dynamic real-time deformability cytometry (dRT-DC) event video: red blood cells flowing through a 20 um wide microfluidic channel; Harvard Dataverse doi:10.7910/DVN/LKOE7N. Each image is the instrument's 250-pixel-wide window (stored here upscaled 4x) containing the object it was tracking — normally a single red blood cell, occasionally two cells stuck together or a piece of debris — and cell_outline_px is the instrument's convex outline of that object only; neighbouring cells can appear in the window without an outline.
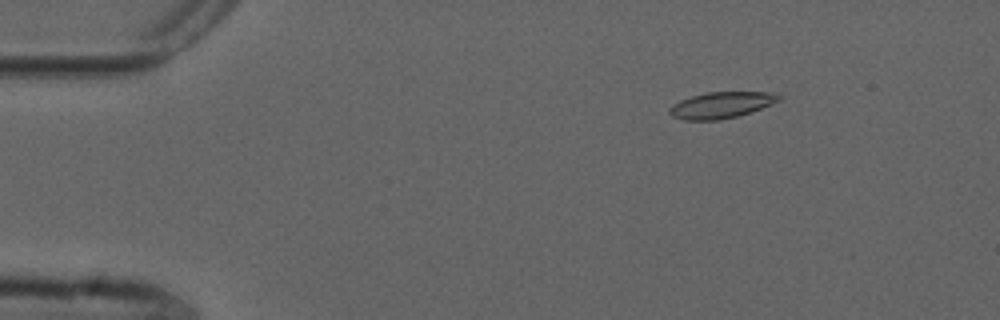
{"species": "common noctule bat (a hibernating species)", "species_latin": "Nyctalus noctula", "temperature_condition": "cold", "stored_images_in_passage": 55, "camera_frame_rate_fps": 3000, "um_per_image_px": 0.085, "animal": {"sex": "male", "forearm_length_mm": 52.5}, "frame": {"image": 1, "passage_image": 8, "time_ms": 2.333, "image_size_px": [1000, 320], "cell_outline_px": [[780, 100], [752, 112], [720, 120], [684, 120], [672, 116], [668, 112], [668, 108], [672, 104], [680, 100], [692, 96], [708, 92], [768, 92], [780, 96]], "centroid_in_image_um": [61.25, 8.94], "position_along_channel_um": 23.7, "area_um2": 16.65}}
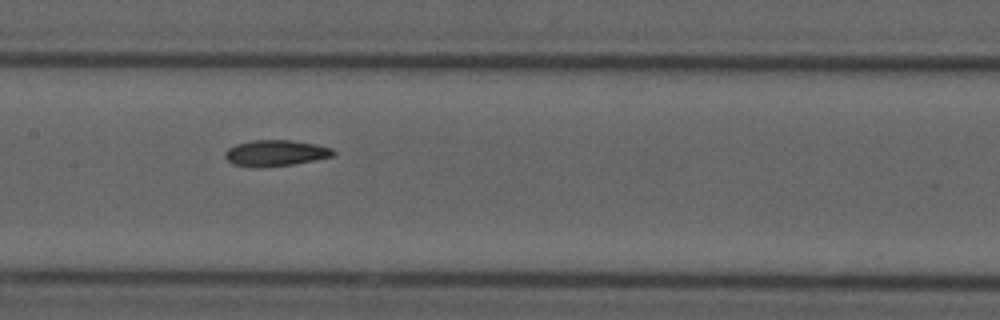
{"frame": {"image": 2, "passage_image": 27, "time_ms": 8.667, "image_size_px": [1000, 320], "cell_outline_px": [[336, 156], [316, 160], [292, 164], [256, 168], [232, 164], [224, 156], [224, 152], [228, 148], [236, 144], [252, 140], [292, 140], [316, 144], [332, 148], [336, 152]], "centroid_in_image_um": [23.44, 13.01], "position_along_channel_um": 184.0, "area_um2": 16.65}}
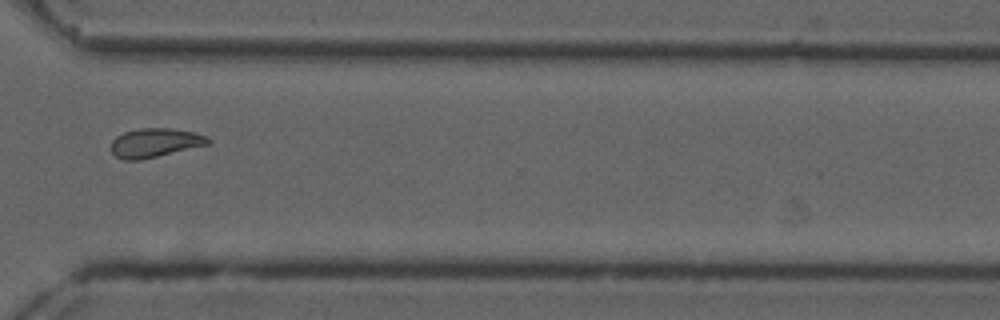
{"frame": {"image": 3, "passage_image": 41, "time_ms": 13.333, "image_size_px": [1000, 320], "cell_outline_px": [[212, 144], [140, 160], [124, 160], [116, 156], [112, 152], [112, 140], [116, 136], [124, 132], [140, 128], [172, 128], [192, 132], [208, 136], [212, 140]], "centroid_in_image_um": [13.22, 12.13], "position_along_channel_um": 357.4, "area_um2": 16.53}, "authors_computed_cell_mechanics": {"area_um2": 16.6464, "velocity_mm_per_s": 3.715, "shape_relaxation_time_tau1_ms": null, "shape_relaxation_time_tau2_ms": 4.2394, "deformation_change_tau1": null, "deformation_change_tau2": 0.0967}}